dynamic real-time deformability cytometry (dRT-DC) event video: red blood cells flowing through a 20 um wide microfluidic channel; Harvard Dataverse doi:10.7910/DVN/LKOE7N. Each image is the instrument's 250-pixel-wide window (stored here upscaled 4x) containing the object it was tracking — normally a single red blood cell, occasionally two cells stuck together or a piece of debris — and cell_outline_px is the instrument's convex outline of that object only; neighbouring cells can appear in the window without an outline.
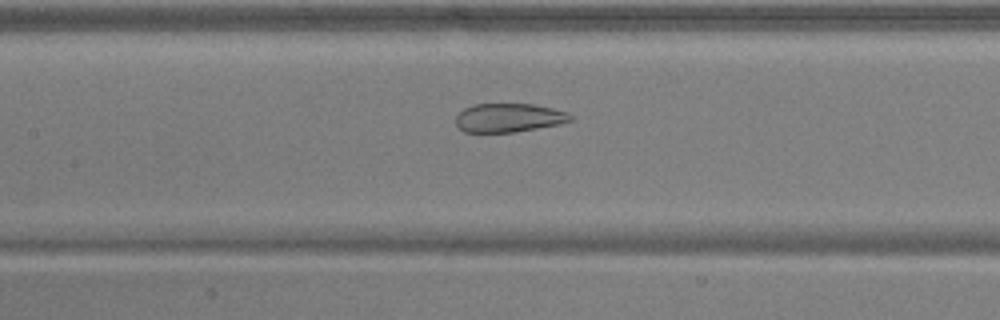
{"species": "common noctule bat (a hibernating species)", "species_latin": "Nyctalus noctula", "temperature_condition": "warm", "stored_images_in_passage": 44, "camera_frame_rate_fps": 3000, "um_per_image_px": 0.085, "animal": {"sex": "male", "body_mass_g": 17.9, "forearm_length_mm": 54.2}, "frame": {"image": 1, "passage_image": 18, "time_ms": 5.667, "image_size_px": [1000, 320], "cell_outline_px": [[572, 120], [560, 124], [516, 132], [464, 132], [456, 124], [456, 116], [464, 108], [472, 104], [532, 104], [552, 108], [568, 112], [572, 116]], "centroid_in_image_um": [43.25, 10.01], "position_along_channel_um": 164.1, "area_um2": 19.25}}
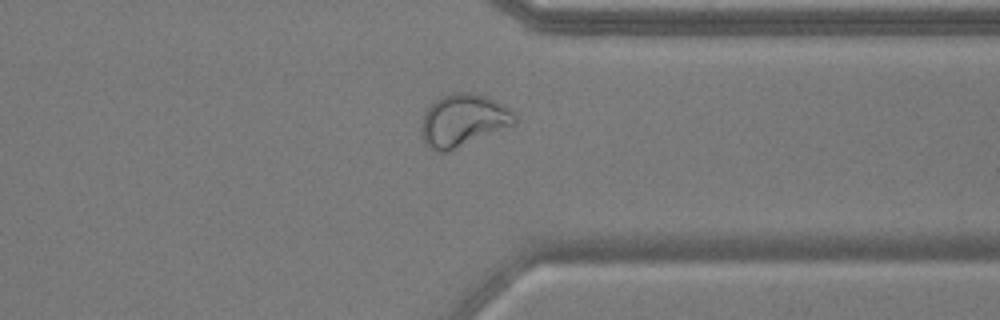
{"frame": {"image": 2, "passage_image": 34, "time_ms": 11.0, "image_size_px": [1000, 320], "cell_outline_px": [[516, 124], [448, 152], [436, 152], [428, 148], [424, 144], [420, 132], [420, 128], [424, 112], [440, 96], [452, 92], [468, 92], [484, 96], [508, 108], [516, 116]], "centroid_in_image_um": [39.31, 10.26], "position_along_channel_um": 372.1, "area_um2": 28.55}}
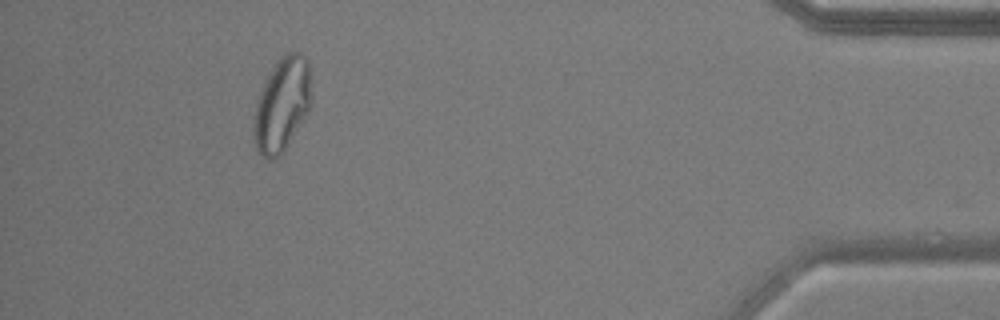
{"frame": {"image": 3, "passage_image": 41, "time_ms": 13.333, "image_size_px": [1000, 320], "cell_outline_px": [[312, 100], [308, 112], [288, 144], [280, 156], [276, 160], [264, 160], [260, 156], [256, 148], [256, 104], [260, 92], [272, 68], [280, 56], [284, 52], [300, 52], [308, 60]], "centroid_in_image_um": [24.01, 8.88], "position_along_channel_um": 411.2, "area_um2": 31.15}, "authors_computed_cell_mechanics": {"area_um2": 26.01, "velocity_mm_per_s": 3.9268, "shape_relaxation_time_tau1_ms": null, "shape_relaxation_time_tau2_ms": 0.8738, "deformation_change_tau1": null, "deformation_change_tau2": 0.0637}}